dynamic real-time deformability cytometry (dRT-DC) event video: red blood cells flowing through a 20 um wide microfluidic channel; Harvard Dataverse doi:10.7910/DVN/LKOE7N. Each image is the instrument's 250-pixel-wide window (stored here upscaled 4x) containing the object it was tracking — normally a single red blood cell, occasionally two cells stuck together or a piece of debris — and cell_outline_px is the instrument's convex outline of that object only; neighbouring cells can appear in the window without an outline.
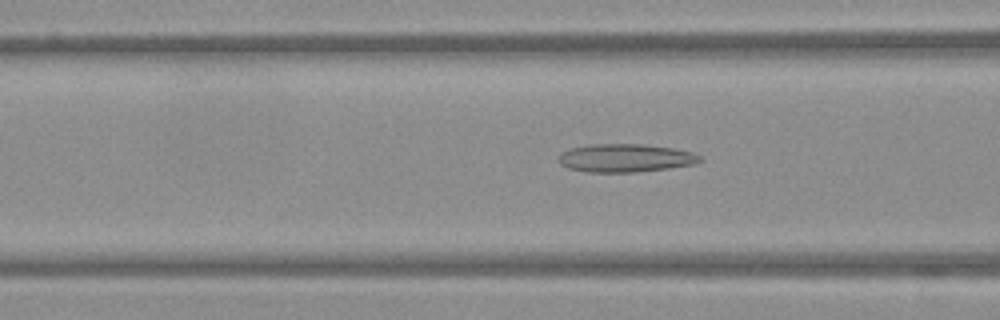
{"species": "Egyptian fruit bat (a non-hibernating species)", "species_latin": "Rousettus aegyptiacus", "temperature_condition": "warm", "stored_images_in_passage": 54, "camera_frame_rate_fps": 3000, "um_per_image_px": 0.085, "frame": {"image": 1, "passage_image": 22, "time_ms": 7.0, "image_size_px": [1000, 320], "cell_outline_px": [[704, 160], [696, 164], [668, 168], [636, 172], [588, 172], [568, 168], [560, 164], [556, 156], [560, 152], [568, 148], [588, 144], [640, 144], [676, 148], [692, 152], [700, 156]], "centroid_in_image_um": [53.13, 13.42], "position_along_channel_um": 113.5, "area_um2": 23.58}}
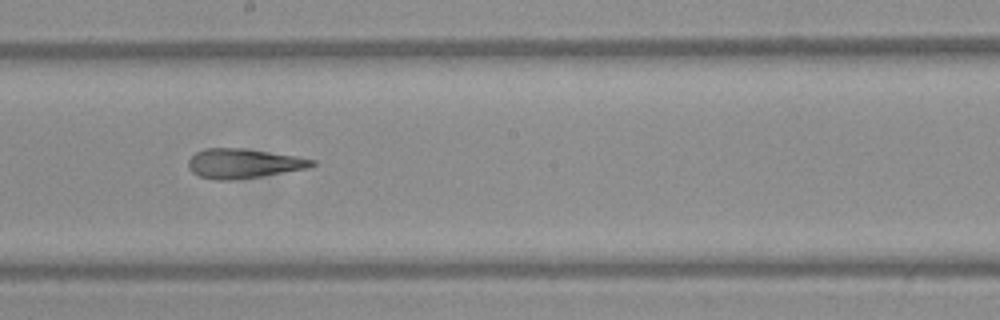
{"frame": {"image": 2, "passage_image": 31, "time_ms": 10.0, "image_size_px": [1000, 320], "cell_outline_px": [[316, 164], [308, 168], [260, 176], [228, 180], [216, 180], [200, 176], [192, 172], [188, 168], [188, 160], [196, 152], [204, 148], [244, 148], [296, 156], [316, 160]], "centroid_in_image_um": [20.68, 13.88], "position_along_channel_um": 227.5, "area_um2": 21.15}}
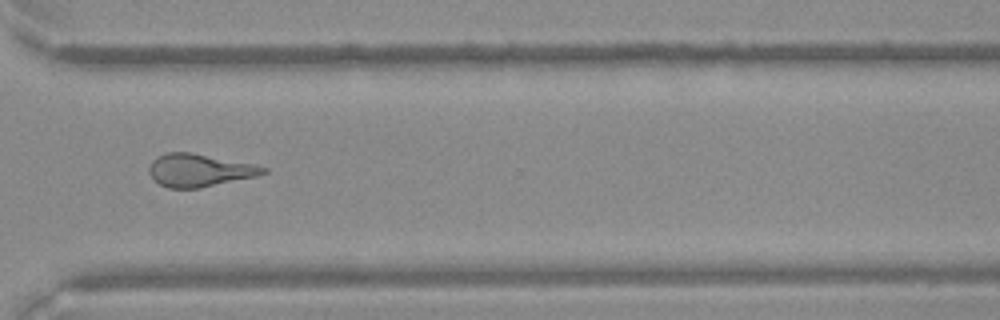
{"frame": {"image": 3, "passage_image": 41, "time_ms": 13.333, "image_size_px": [1000, 320], "cell_outline_px": [[268, 172], [256, 176], [200, 188], [168, 188], [160, 184], [148, 172], [148, 168], [152, 160], [156, 156], [168, 152], [188, 152], [252, 164], [268, 168]], "centroid_in_image_um": [16.91, 14.47], "position_along_channel_um": 353.7, "area_um2": 21.5}}